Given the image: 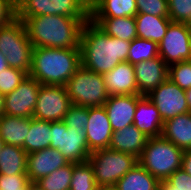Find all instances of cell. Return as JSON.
<instances>
[{
	"label": "cell",
	"instance_id": "1",
	"mask_svg": "<svg viewBox=\"0 0 191 190\" xmlns=\"http://www.w3.org/2000/svg\"><path fill=\"white\" fill-rule=\"evenodd\" d=\"M130 43L108 36L89 20L84 23L80 36L81 65L103 75L127 61Z\"/></svg>",
	"mask_w": 191,
	"mask_h": 190
},
{
	"label": "cell",
	"instance_id": "2",
	"mask_svg": "<svg viewBox=\"0 0 191 190\" xmlns=\"http://www.w3.org/2000/svg\"><path fill=\"white\" fill-rule=\"evenodd\" d=\"M24 22L33 47L80 48L82 27L90 19L63 15L18 17Z\"/></svg>",
	"mask_w": 191,
	"mask_h": 190
},
{
	"label": "cell",
	"instance_id": "3",
	"mask_svg": "<svg viewBox=\"0 0 191 190\" xmlns=\"http://www.w3.org/2000/svg\"><path fill=\"white\" fill-rule=\"evenodd\" d=\"M80 66V48L34 47L28 75L40 84L65 86Z\"/></svg>",
	"mask_w": 191,
	"mask_h": 190
},
{
	"label": "cell",
	"instance_id": "4",
	"mask_svg": "<svg viewBox=\"0 0 191 190\" xmlns=\"http://www.w3.org/2000/svg\"><path fill=\"white\" fill-rule=\"evenodd\" d=\"M184 150L163 136L148 138L138 163L159 181L166 180L182 167Z\"/></svg>",
	"mask_w": 191,
	"mask_h": 190
},
{
	"label": "cell",
	"instance_id": "5",
	"mask_svg": "<svg viewBox=\"0 0 191 190\" xmlns=\"http://www.w3.org/2000/svg\"><path fill=\"white\" fill-rule=\"evenodd\" d=\"M66 90L72 105L104 106L110 96L102 74L80 66L67 81Z\"/></svg>",
	"mask_w": 191,
	"mask_h": 190
},
{
	"label": "cell",
	"instance_id": "6",
	"mask_svg": "<svg viewBox=\"0 0 191 190\" xmlns=\"http://www.w3.org/2000/svg\"><path fill=\"white\" fill-rule=\"evenodd\" d=\"M33 45L28 38L24 22L18 17L0 27V51L9 67L30 72Z\"/></svg>",
	"mask_w": 191,
	"mask_h": 190
},
{
	"label": "cell",
	"instance_id": "7",
	"mask_svg": "<svg viewBox=\"0 0 191 190\" xmlns=\"http://www.w3.org/2000/svg\"><path fill=\"white\" fill-rule=\"evenodd\" d=\"M88 162L93 168L99 187L115 186L118 180L138 163V158L128 153L105 148L91 152Z\"/></svg>",
	"mask_w": 191,
	"mask_h": 190
},
{
	"label": "cell",
	"instance_id": "8",
	"mask_svg": "<svg viewBox=\"0 0 191 190\" xmlns=\"http://www.w3.org/2000/svg\"><path fill=\"white\" fill-rule=\"evenodd\" d=\"M50 148L58 149L72 163H85L91 154L85 129L69 128L63 121L51 122Z\"/></svg>",
	"mask_w": 191,
	"mask_h": 190
},
{
	"label": "cell",
	"instance_id": "9",
	"mask_svg": "<svg viewBox=\"0 0 191 190\" xmlns=\"http://www.w3.org/2000/svg\"><path fill=\"white\" fill-rule=\"evenodd\" d=\"M17 17L63 15L90 19V7L84 0H16Z\"/></svg>",
	"mask_w": 191,
	"mask_h": 190
},
{
	"label": "cell",
	"instance_id": "10",
	"mask_svg": "<svg viewBox=\"0 0 191 190\" xmlns=\"http://www.w3.org/2000/svg\"><path fill=\"white\" fill-rule=\"evenodd\" d=\"M158 52L168 66L191 60V26L171 21L166 35L158 44Z\"/></svg>",
	"mask_w": 191,
	"mask_h": 190
},
{
	"label": "cell",
	"instance_id": "11",
	"mask_svg": "<svg viewBox=\"0 0 191 190\" xmlns=\"http://www.w3.org/2000/svg\"><path fill=\"white\" fill-rule=\"evenodd\" d=\"M71 105L65 86L41 84L32 117L50 122L62 121Z\"/></svg>",
	"mask_w": 191,
	"mask_h": 190
},
{
	"label": "cell",
	"instance_id": "12",
	"mask_svg": "<svg viewBox=\"0 0 191 190\" xmlns=\"http://www.w3.org/2000/svg\"><path fill=\"white\" fill-rule=\"evenodd\" d=\"M146 97L155 104L163 122L177 115L190 112L185 90L181 89L169 78Z\"/></svg>",
	"mask_w": 191,
	"mask_h": 190
},
{
	"label": "cell",
	"instance_id": "13",
	"mask_svg": "<svg viewBox=\"0 0 191 190\" xmlns=\"http://www.w3.org/2000/svg\"><path fill=\"white\" fill-rule=\"evenodd\" d=\"M40 86L28 75L16 89L4 96L3 114L32 118Z\"/></svg>",
	"mask_w": 191,
	"mask_h": 190
},
{
	"label": "cell",
	"instance_id": "14",
	"mask_svg": "<svg viewBox=\"0 0 191 190\" xmlns=\"http://www.w3.org/2000/svg\"><path fill=\"white\" fill-rule=\"evenodd\" d=\"M85 132L88 148L91 152L109 148L113 129L104 106L89 107Z\"/></svg>",
	"mask_w": 191,
	"mask_h": 190
},
{
	"label": "cell",
	"instance_id": "15",
	"mask_svg": "<svg viewBox=\"0 0 191 190\" xmlns=\"http://www.w3.org/2000/svg\"><path fill=\"white\" fill-rule=\"evenodd\" d=\"M142 95H110L104 107L113 132L133 125L137 102Z\"/></svg>",
	"mask_w": 191,
	"mask_h": 190
},
{
	"label": "cell",
	"instance_id": "16",
	"mask_svg": "<svg viewBox=\"0 0 191 190\" xmlns=\"http://www.w3.org/2000/svg\"><path fill=\"white\" fill-rule=\"evenodd\" d=\"M138 95L146 96L163 83L169 75V66L158 56L134 65Z\"/></svg>",
	"mask_w": 191,
	"mask_h": 190
},
{
	"label": "cell",
	"instance_id": "17",
	"mask_svg": "<svg viewBox=\"0 0 191 190\" xmlns=\"http://www.w3.org/2000/svg\"><path fill=\"white\" fill-rule=\"evenodd\" d=\"M68 163L58 149L45 148L27 155L26 174L30 183H35Z\"/></svg>",
	"mask_w": 191,
	"mask_h": 190
},
{
	"label": "cell",
	"instance_id": "18",
	"mask_svg": "<svg viewBox=\"0 0 191 190\" xmlns=\"http://www.w3.org/2000/svg\"><path fill=\"white\" fill-rule=\"evenodd\" d=\"M103 78L109 95H138L134 65L127 61L103 74Z\"/></svg>",
	"mask_w": 191,
	"mask_h": 190
},
{
	"label": "cell",
	"instance_id": "19",
	"mask_svg": "<svg viewBox=\"0 0 191 190\" xmlns=\"http://www.w3.org/2000/svg\"><path fill=\"white\" fill-rule=\"evenodd\" d=\"M133 125L148 138L162 136L164 122L155 104L146 96L137 102Z\"/></svg>",
	"mask_w": 191,
	"mask_h": 190
},
{
	"label": "cell",
	"instance_id": "20",
	"mask_svg": "<svg viewBox=\"0 0 191 190\" xmlns=\"http://www.w3.org/2000/svg\"><path fill=\"white\" fill-rule=\"evenodd\" d=\"M148 137L134 125H129L112 133L109 148L128 153L139 158L145 148Z\"/></svg>",
	"mask_w": 191,
	"mask_h": 190
},
{
	"label": "cell",
	"instance_id": "21",
	"mask_svg": "<svg viewBox=\"0 0 191 190\" xmlns=\"http://www.w3.org/2000/svg\"><path fill=\"white\" fill-rule=\"evenodd\" d=\"M162 136L182 150L191 149V112L166 120Z\"/></svg>",
	"mask_w": 191,
	"mask_h": 190
},
{
	"label": "cell",
	"instance_id": "22",
	"mask_svg": "<svg viewBox=\"0 0 191 190\" xmlns=\"http://www.w3.org/2000/svg\"><path fill=\"white\" fill-rule=\"evenodd\" d=\"M136 0H97L90 7V18L135 17Z\"/></svg>",
	"mask_w": 191,
	"mask_h": 190
},
{
	"label": "cell",
	"instance_id": "23",
	"mask_svg": "<svg viewBox=\"0 0 191 190\" xmlns=\"http://www.w3.org/2000/svg\"><path fill=\"white\" fill-rule=\"evenodd\" d=\"M31 119L2 114L0 117V137L4 143L23 148Z\"/></svg>",
	"mask_w": 191,
	"mask_h": 190
},
{
	"label": "cell",
	"instance_id": "24",
	"mask_svg": "<svg viewBox=\"0 0 191 190\" xmlns=\"http://www.w3.org/2000/svg\"><path fill=\"white\" fill-rule=\"evenodd\" d=\"M135 21L137 37L159 44L166 35L171 19L150 14H136Z\"/></svg>",
	"mask_w": 191,
	"mask_h": 190
},
{
	"label": "cell",
	"instance_id": "25",
	"mask_svg": "<svg viewBox=\"0 0 191 190\" xmlns=\"http://www.w3.org/2000/svg\"><path fill=\"white\" fill-rule=\"evenodd\" d=\"M108 36L131 42L137 38L135 17L90 18Z\"/></svg>",
	"mask_w": 191,
	"mask_h": 190
},
{
	"label": "cell",
	"instance_id": "26",
	"mask_svg": "<svg viewBox=\"0 0 191 190\" xmlns=\"http://www.w3.org/2000/svg\"><path fill=\"white\" fill-rule=\"evenodd\" d=\"M159 180L137 163L121 179L115 187L118 190H158Z\"/></svg>",
	"mask_w": 191,
	"mask_h": 190
},
{
	"label": "cell",
	"instance_id": "27",
	"mask_svg": "<svg viewBox=\"0 0 191 190\" xmlns=\"http://www.w3.org/2000/svg\"><path fill=\"white\" fill-rule=\"evenodd\" d=\"M51 122L34 117L30 120V129L25 138L23 149L27 154L50 148Z\"/></svg>",
	"mask_w": 191,
	"mask_h": 190
},
{
	"label": "cell",
	"instance_id": "28",
	"mask_svg": "<svg viewBox=\"0 0 191 190\" xmlns=\"http://www.w3.org/2000/svg\"><path fill=\"white\" fill-rule=\"evenodd\" d=\"M27 155L23 148L5 144L0 151V174H26Z\"/></svg>",
	"mask_w": 191,
	"mask_h": 190
},
{
	"label": "cell",
	"instance_id": "29",
	"mask_svg": "<svg viewBox=\"0 0 191 190\" xmlns=\"http://www.w3.org/2000/svg\"><path fill=\"white\" fill-rule=\"evenodd\" d=\"M73 173V163L60 167L48 176L40 178L35 184L41 190H69Z\"/></svg>",
	"mask_w": 191,
	"mask_h": 190
},
{
	"label": "cell",
	"instance_id": "30",
	"mask_svg": "<svg viewBox=\"0 0 191 190\" xmlns=\"http://www.w3.org/2000/svg\"><path fill=\"white\" fill-rule=\"evenodd\" d=\"M158 56V44L156 42L137 37L130 43L127 62L135 65Z\"/></svg>",
	"mask_w": 191,
	"mask_h": 190
},
{
	"label": "cell",
	"instance_id": "31",
	"mask_svg": "<svg viewBox=\"0 0 191 190\" xmlns=\"http://www.w3.org/2000/svg\"><path fill=\"white\" fill-rule=\"evenodd\" d=\"M90 163H73V173L69 190H98Z\"/></svg>",
	"mask_w": 191,
	"mask_h": 190
},
{
	"label": "cell",
	"instance_id": "32",
	"mask_svg": "<svg viewBox=\"0 0 191 190\" xmlns=\"http://www.w3.org/2000/svg\"><path fill=\"white\" fill-rule=\"evenodd\" d=\"M168 78L181 89L191 88V60L181 61L169 66Z\"/></svg>",
	"mask_w": 191,
	"mask_h": 190
},
{
	"label": "cell",
	"instance_id": "33",
	"mask_svg": "<svg viewBox=\"0 0 191 190\" xmlns=\"http://www.w3.org/2000/svg\"><path fill=\"white\" fill-rule=\"evenodd\" d=\"M28 74L18 68L8 67L0 73V93L4 96L16 89Z\"/></svg>",
	"mask_w": 191,
	"mask_h": 190
},
{
	"label": "cell",
	"instance_id": "34",
	"mask_svg": "<svg viewBox=\"0 0 191 190\" xmlns=\"http://www.w3.org/2000/svg\"><path fill=\"white\" fill-rule=\"evenodd\" d=\"M168 12L172 22L191 25V0H168Z\"/></svg>",
	"mask_w": 191,
	"mask_h": 190
},
{
	"label": "cell",
	"instance_id": "35",
	"mask_svg": "<svg viewBox=\"0 0 191 190\" xmlns=\"http://www.w3.org/2000/svg\"><path fill=\"white\" fill-rule=\"evenodd\" d=\"M89 107L71 105L63 118L69 128L85 129L88 123Z\"/></svg>",
	"mask_w": 191,
	"mask_h": 190
},
{
	"label": "cell",
	"instance_id": "36",
	"mask_svg": "<svg viewBox=\"0 0 191 190\" xmlns=\"http://www.w3.org/2000/svg\"><path fill=\"white\" fill-rule=\"evenodd\" d=\"M137 14L169 17L168 0H136Z\"/></svg>",
	"mask_w": 191,
	"mask_h": 190
},
{
	"label": "cell",
	"instance_id": "37",
	"mask_svg": "<svg viewBox=\"0 0 191 190\" xmlns=\"http://www.w3.org/2000/svg\"><path fill=\"white\" fill-rule=\"evenodd\" d=\"M30 184L27 174H0V190H26Z\"/></svg>",
	"mask_w": 191,
	"mask_h": 190
},
{
	"label": "cell",
	"instance_id": "38",
	"mask_svg": "<svg viewBox=\"0 0 191 190\" xmlns=\"http://www.w3.org/2000/svg\"><path fill=\"white\" fill-rule=\"evenodd\" d=\"M17 18L16 0H0V27Z\"/></svg>",
	"mask_w": 191,
	"mask_h": 190
},
{
	"label": "cell",
	"instance_id": "39",
	"mask_svg": "<svg viewBox=\"0 0 191 190\" xmlns=\"http://www.w3.org/2000/svg\"><path fill=\"white\" fill-rule=\"evenodd\" d=\"M167 180L173 185V189L191 190V176L182 168L176 170Z\"/></svg>",
	"mask_w": 191,
	"mask_h": 190
},
{
	"label": "cell",
	"instance_id": "40",
	"mask_svg": "<svg viewBox=\"0 0 191 190\" xmlns=\"http://www.w3.org/2000/svg\"><path fill=\"white\" fill-rule=\"evenodd\" d=\"M181 168L191 176V149L184 150Z\"/></svg>",
	"mask_w": 191,
	"mask_h": 190
},
{
	"label": "cell",
	"instance_id": "41",
	"mask_svg": "<svg viewBox=\"0 0 191 190\" xmlns=\"http://www.w3.org/2000/svg\"><path fill=\"white\" fill-rule=\"evenodd\" d=\"M158 190H178V189H173V185L166 179L159 181Z\"/></svg>",
	"mask_w": 191,
	"mask_h": 190
},
{
	"label": "cell",
	"instance_id": "42",
	"mask_svg": "<svg viewBox=\"0 0 191 190\" xmlns=\"http://www.w3.org/2000/svg\"><path fill=\"white\" fill-rule=\"evenodd\" d=\"M9 67V65H8V62L6 61V56H4L2 53H1V51H0V73L4 70V69H6V68H8Z\"/></svg>",
	"mask_w": 191,
	"mask_h": 190
},
{
	"label": "cell",
	"instance_id": "43",
	"mask_svg": "<svg viewBox=\"0 0 191 190\" xmlns=\"http://www.w3.org/2000/svg\"><path fill=\"white\" fill-rule=\"evenodd\" d=\"M185 93H186V101L188 104V108H189V111L191 112V88L185 90Z\"/></svg>",
	"mask_w": 191,
	"mask_h": 190
},
{
	"label": "cell",
	"instance_id": "44",
	"mask_svg": "<svg viewBox=\"0 0 191 190\" xmlns=\"http://www.w3.org/2000/svg\"><path fill=\"white\" fill-rule=\"evenodd\" d=\"M4 95L0 93V117L3 114Z\"/></svg>",
	"mask_w": 191,
	"mask_h": 190
},
{
	"label": "cell",
	"instance_id": "45",
	"mask_svg": "<svg viewBox=\"0 0 191 190\" xmlns=\"http://www.w3.org/2000/svg\"><path fill=\"white\" fill-rule=\"evenodd\" d=\"M26 190H41L35 183H30Z\"/></svg>",
	"mask_w": 191,
	"mask_h": 190
},
{
	"label": "cell",
	"instance_id": "46",
	"mask_svg": "<svg viewBox=\"0 0 191 190\" xmlns=\"http://www.w3.org/2000/svg\"><path fill=\"white\" fill-rule=\"evenodd\" d=\"M98 190H118L115 186H102Z\"/></svg>",
	"mask_w": 191,
	"mask_h": 190
},
{
	"label": "cell",
	"instance_id": "47",
	"mask_svg": "<svg viewBox=\"0 0 191 190\" xmlns=\"http://www.w3.org/2000/svg\"><path fill=\"white\" fill-rule=\"evenodd\" d=\"M86 4L91 7L97 0H84Z\"/></svg>",
	"mask_w": 191,
	"mask_h": 190
},
{
	"label": "cell",
	"instance_id": "48",
	"mask_svg": "<svg viewBox=\"0 0 191 190\" xmlns=\"http://www.w3.org/2000/svg\"><path fill=\"white\" fill-rule=\"evenodd\" d=\"M4 145H5V143H4L3 139L0 137V151Z\"/></svg>",
	"mask_w": 191,
	"mask_h": 190
}]
</instances>
